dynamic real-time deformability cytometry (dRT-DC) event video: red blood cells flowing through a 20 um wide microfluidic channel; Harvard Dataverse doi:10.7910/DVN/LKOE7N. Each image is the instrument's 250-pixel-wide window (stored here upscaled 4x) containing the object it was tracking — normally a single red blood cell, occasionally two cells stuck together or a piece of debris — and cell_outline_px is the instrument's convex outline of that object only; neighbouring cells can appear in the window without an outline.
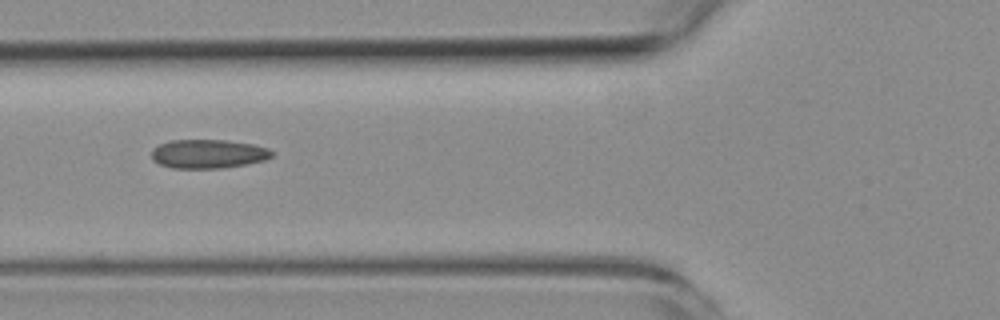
{"species": "common noctule bat (a hibernating species)", "species_latin": "Nyctalus noctula", "temperature_condition": "room temperature", "stored_images_in_passage": 5, "camera_frame_rate_fps": 3000, "um_per_image_px": 0.085, "animal": {"sex": "female", "body_mass_g": 19.3, "forearm_length_mm": 54.1}, "frame": {"image": 1, "passage_image": 3, "time_ms": 2.0, "image_size_px": [1000, 320], "cell_outline_px": [[272, 156], [264, 160], [244, 164], [220, 168], [172, 168], [160, 164], [152, 160], [152, 148], [160, 144], [172, 140], [224, 140], [252, 144], [268, 148], [272, 152]], "centroid_in_image_um": [17.66, 13.07], "position_along_channel_um": 108.1, "area_um2": 20.06}}
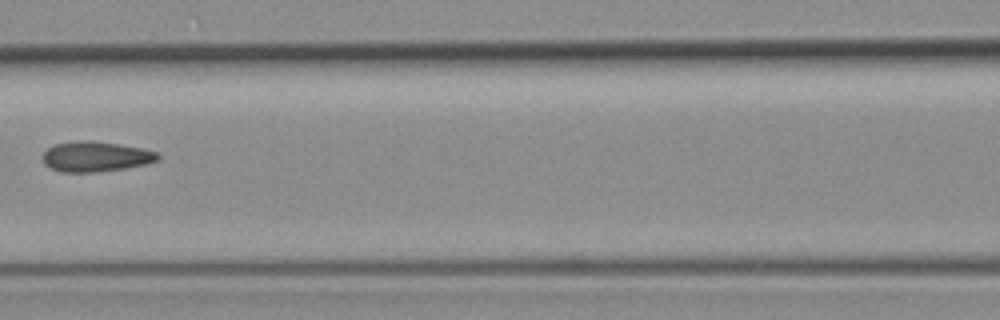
{"frame": {"image": 2, "passage_image": 4, "time_ms": 3.333, "image_size_px": [1000, 320], "cell_outline_px": [[160, 160], [148, 164], [124, 168], [96, 172], [60, 172], [48, 168], [44, 164], [44, 152], [48, 148], [56, 144], [80, 140], [92, 140], [140, 148], [156, 152], [160, 156]], "centroid_in_image_um": [8.13, 13.32], "position_along_channel_um": 158.5, "area_um2": 20.23}}
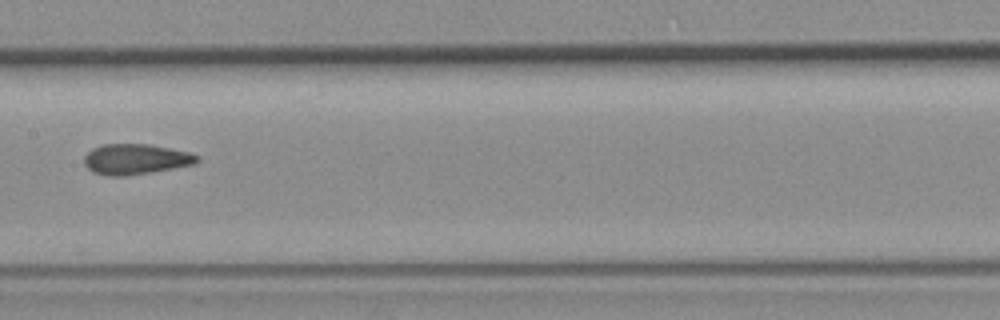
{"frame": {"image": 3, "passage_image": 5, "time_ms": 4.333, "image_size_px": [1000, 320], "cell_outline_px": [[200, 160], [196, 164], [152, 172], [124, 176], [108, 176], [92, 172], [84, 164], [84, 156], [92, 148], [104, 144], [148, 144], [188, 152], [200, 156]], "centroid_in_image_um": [11.53, 13.54], "position_along_channel_um": 195.9, "area_um2": 20.11}}